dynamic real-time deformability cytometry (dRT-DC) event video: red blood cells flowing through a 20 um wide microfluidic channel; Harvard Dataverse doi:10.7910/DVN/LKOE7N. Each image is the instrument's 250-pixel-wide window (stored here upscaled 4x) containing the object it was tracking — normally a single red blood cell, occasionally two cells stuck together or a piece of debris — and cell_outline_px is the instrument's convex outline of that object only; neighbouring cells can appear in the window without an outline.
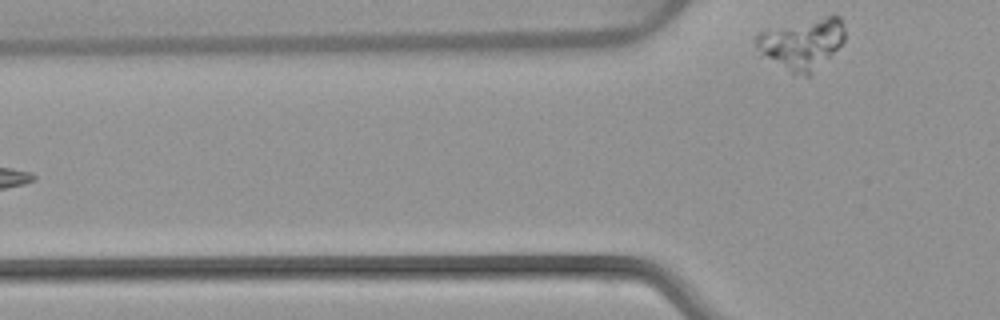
{"species": "common noctule bat (a hibernating species)", "species_latin": "Nyctalus noctula", "temperature_condition": "warm", "stored_images_in_passage": 6, "camera_frame_rate_fps": 3000, "um_per_image_px": 0.085, "animal": {"sex": "female", "body_mass_g": 22.7, "forearm_length_mm": 54.2}, "frame": {"image": 1, "passage_image": 6, "time_ms": 7.0, "image_size_px": [1000, 320], "cell_outline_px": [[844, 40], [812, 76], [808, 76], [792, 72], [756, 48], [752, 40], [760, 32], [832, 12], [836, 12], [840, 16], [844, 24]], "centroid_in_image_um": [68.26, 3.64], "position_along_channel_um": 57.5, "area_um2": 26.18}}